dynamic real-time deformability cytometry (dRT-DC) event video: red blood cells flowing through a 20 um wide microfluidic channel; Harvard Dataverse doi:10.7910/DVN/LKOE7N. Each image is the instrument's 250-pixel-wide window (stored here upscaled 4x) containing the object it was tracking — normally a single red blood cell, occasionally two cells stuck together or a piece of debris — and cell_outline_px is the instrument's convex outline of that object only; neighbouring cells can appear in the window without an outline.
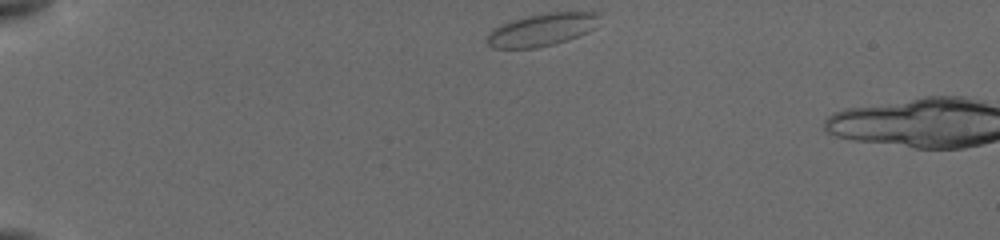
{"species": "common noctule bat (a hibernating species)", "species_latin": "Nyctalus noctula", "temperature_condition": "cold", "stored_images_in_passage": 3, "camera_frame_rate_fps": 3000, "um_per_image_px": 0.085, "animal": {"sex": "female", "body_mass_g": 19.5, "forearm_length_mm": 54.1}, "frame": {"image": 1, "passage_image": 1, "time_ms": 0.0, "image_size_px": [1000, 240], "cell_outline_px": [[600, 16], [596, 28], [588, 32], [568, 40], [556, 44], [536, 48], [492, 48], [484, 40], [488, 32], [492, 28], [500, 24], [512, 20], [528, 16], [548, 12], [596, 12]], "centroid_in_image_um": [46.03, 2.53], "position_along_channel_um": 39.0, "area_um2": 21.68}}